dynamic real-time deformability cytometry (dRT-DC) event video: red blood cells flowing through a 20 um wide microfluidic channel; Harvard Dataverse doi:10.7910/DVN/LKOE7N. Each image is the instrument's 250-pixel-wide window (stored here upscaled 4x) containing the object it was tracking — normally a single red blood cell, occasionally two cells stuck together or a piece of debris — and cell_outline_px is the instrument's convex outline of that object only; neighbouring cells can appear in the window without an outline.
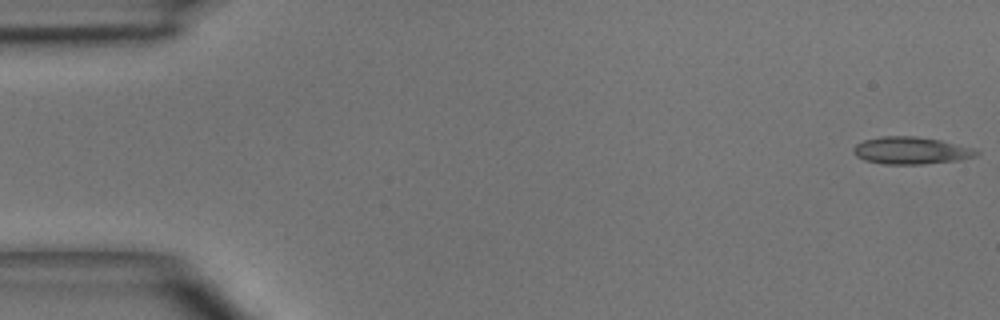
{"species": "common noctule bat (a hibernating species)", "species_latin": "Nyctalus noctula", "temperature_condition": "room temperature", "stored_images_in_passage": 6, "camera_frame_rate_fps": 3000, "um_per_image_px": 0.085, "animal": {"sex": "male", "body_mass_g": 15.6}, "frame": {"image": 1, "passage_image": 1, "time_ms": 0.0, "image_size_px": [1000, 320], "cell_outline_px": [[980, 152], [976, 156], [956, 160], [920, 164], [884, 164], [864, 160], [856, 156], [852, 152], [852, 148], [856, 144], [864, 140], [880, 136], [916, 136], [940, 140], [972, 148]], "centroid_in_image_um": [77.37, 12.79], "position_along_channel_um": 7.6, "area_um2": 19.42}}